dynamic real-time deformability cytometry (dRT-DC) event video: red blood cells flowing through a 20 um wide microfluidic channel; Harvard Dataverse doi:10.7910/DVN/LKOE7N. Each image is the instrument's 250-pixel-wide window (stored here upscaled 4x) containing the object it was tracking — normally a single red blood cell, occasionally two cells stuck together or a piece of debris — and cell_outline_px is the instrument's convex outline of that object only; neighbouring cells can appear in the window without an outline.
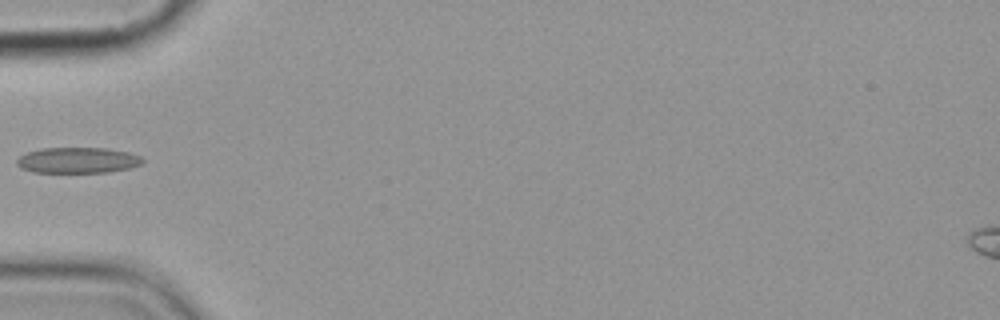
{"species": "common noctule bat (a hibernating species)", "species_latin": "Nyctalus noctula", "temperature_condition": "cold", "stored_images_in_passage": 4, "camera_frame_rate_fps": 3000, "um_per_image_px": 0.085, "animal": {"sex": "female", "body_mass_g": 19.9}, "frame": {"image": 1, "passage_image": 3, "time_ms": 2.333, "image_size_px": [1000, 320], "cell_outline_px": [[144, 160], [140, 164], [128, 168], [108, 172], [32, 172], [20, 168], [16, 164], [16, 160], [20, 156], [28, 152], [40, 148], [108, 148], [128, 152], [140, 156]], "centroid_in_image_um": [6.57, 13.62], "position_along_channel_um": 78.4, "area_um2": 18.84}}
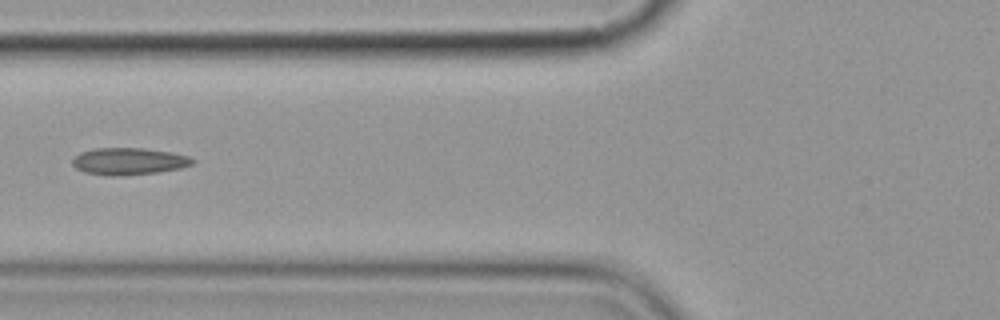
{"frame": {"image": 2, "passage_image": 4, "time_ms": 3.333, "image_size_px": [1000, 320], "cell_outline_px": [[196, 160], [192, 164], [180, 168], [160, 172], [120, 176], [108, 176], [84, 172], [76, 168], [72, 164], [72, 160], [80, 152], [92, 148], [144, 148], [168, 152], [188, 156]], "centroid_in_image_um": [10.92, 13.71], "position_along_channel_um": 114.9, "area_um2": 18.96}}